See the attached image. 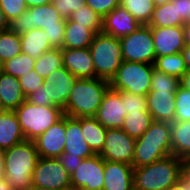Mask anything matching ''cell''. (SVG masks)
Here are the masks:
<instances>
[{
	"instance_id": "bcb514c9",
	"label": "cell",
	"mask_w": 190,
	"mask_h": 190,
	"mask_svg": "<svg viewBox=\"0 0 190 190\" xmlns=\"http://www.w3.org/2000/svg\"><path fill=\"white\" fill-rule=\"evenodd\" d=\"M180 179L190 184V158L181 159Z\"/></svg>"
},
{
	"instance_id": "ffe728a7",
	"label": "cell",
	"mask_w": 190,
	"mask_h": 190,
	"mask_svg": "<svg viewBox=\"0 0 190 190\" xmlns=\"http://www.w3.org/2000/svg\"><path fill=\"white\" fill-rule=\"evenodd\" d=\"M63 67L76 78H95V68L90 49H61Z\"/></svg>"
},
{
	"instance_id": "6da1fadb",
	"label": "cell",
	"mask_w": 190,
	"mask_h": 190,
	"mask_svg": "<svg viewBox=\"0 0 190 190\" xmlns=\"http://www.w3.org/2000/svg\"><path fill=\"white\" fill-rule=\"evenodd\" d=\"M110 82L101 78H76L67 99L64 115L95 117Z\"/></svg>"
},
{
	"instance_id": "680465c9",
	"label": "cell",
	"mask_w": 190,
	"mask_h": 190,
	"mask_svg": "<svg viewBox=\"0 0 190 190\" xmlns=\"http://www.w3.org/2000/svg\"><path fill=\"white\" fill-rule=\"evenodd\" d=\"M4 67H5L4 62L0 59V75L4 73Z\"/></svg>"
},
{
	"instance_id": "83f0119b",
	"label": "cell",
	"mask_w": 190,
	"mask_h": 190,
	"mask_svg": "<svg viewBox=\"0 0 190 190\" xmlns=\"http://www.w3.org/2000/svg\"><path fill=\"white\" fill-rule=\"evenodd\" d=\"M185 22L177 18L176 4L168 2L164 5L155 6L152 18L148 24L150 27H183Z\"/></svg>"
},
{
	"instance_id": "8d00e7d4",
	"label": "cell",
	"mask_w": 190,
	"mask_h": 190,
	"mask_svg": "<svg viewBox=\"0 0 190 190\" xmlns=\"http://www.w3.org/2000/svg\"><path fill=\"white\" fill-rule=\"evenodd\" d=\"M175 114L174 121L190 120V91L179 86L175 93Z\"/></svg>"
},
{
	"instance_id": "30bf717a",
	"label": "cell",
	"mask_w": 190,
	"mask_h": 190,
	"mask_svg": "<svg viewBox=\"0 0 190 190\" xmlns=\"http://www.w3.org/2000/svg\"><path fill=\"white\" fill-rule=\"evenodd\" d=\"M123 60L154 64L155 47L150 26L141 25L135 32L120 38Z\"/></svg>"
},
{
	"instance_id": "7c38bea8",
	"label": "cell",
	"mask_w": 190,
	"mask_h": 190,
	"mask_svg": "<svg viewBox=\"0 0 190 190\" xmlns=\"http://www.w3.org/2000/svg\"><path fill=\"white\" fill-rule=\"evenodd\" d=\"M135 138L130 137L122 129H107L105 143L99 155L106 161L133 163Z\"/></svg>"
},
{
	"instance_id": "484cf974",
	"label": "cell",
	"mask_w": 190,
	"mask_h": 190,
	"mask_svg": "<svg viewBox=\"0 0 190 190\" xmlns=\"http://www.w3.org/2000/svg\"><path fill=\"white\" fill-rule=\"evenodd\" d=\"M172 155L180 159L190 158V120L171 123Z\"/></svg>"
},
{
	"instance_id": "c3c4849f",
	"label": "cell",
	"mask_w": 190,
	"mask_h": 190,
	"mask_svg": "<svg viewBox=\"0 0 190 190\" xmlns=\"http://www.w3.org/2000/svg\"><path fill=\"white\" fill-rule=\"evenodd\" d=\"M180 86L188 91H190V70H188L181 78H180Z\"/></svg>"
},
{
	"instance_id": "d4e9b609",
	"label": "cell",
	"mask_w": 190,
	"mask_h": 190,
	"mask_svg": "<svg viewBox=\"0 0 190 190\" xmlns=\"http://www.w3.org/2000/svg\"><path fill=\"white\" fill-rule=\"evenodd\" d=\"M21 51L37 60L44 52L50 51L51 47L48 36L42 29L34 28L20 35Z\"/></svg>"
},
{
	"instance_id": "9f6ffc18",
	"label": "cell",
	"mask_w": 190,
	"mask_h": 190,
	"mask_svg": "<svg viewBox=\"0 0 190 190\" xmlns=\"http://www.w3.org/2000/svg\"><path fill=\"white\" fill-rule=\"evenodd\" d=\"M153 1H154L155 6H159V5H164L168 2H171L172 0H153Z\"/></svg>"
},
{
	"instance_id": "11a10c76",
	"label": "cell",
	"mask_w": 190,
	"mask_h": 190,
	"mask_svg": "<svg viewBox=\"0 0 190 190\" xmlns=\"http://www.w3.org/2000/svg\"><path fill=\"white\" fill-rule=\"evenodd\" d=\"M0 190H13L5 178L0 179Z\"/></svg>"
},
{
	"instance_id": "8992f818",
	"label": "cell",
	"mask_w": 190,
	"mask_h": 190,
	"mask_svg": "<svg viewBox=\"0 0 190 190\" xmlns=\"http://www.w3.org/2000/svg\"><path fill=\"white\" fill-rule=\"evenodd\" d=\"M95 68V78L111 81L123 62L120 39L103 32L96 33L89 46Z\"/></svg>"
},
{
	"instance_id": "816d5d0a",
	"label": "cell",
	"mask_w": 190,
	"mask_h": 190,
	"mask_svg": "<svg viewBox=\"0 0 190 190\" xmlns=\"http://www.w3.org/2000/svg\"><path fill=\"white\" fill-rule=\"evenodd\" d=\"M181 53L183 54L187 70H190V46L185 45Z\"/></svg>"
},
{
	"instance_id": "d6986e66",
	"label": "cell",
	"mask_w": 190,
	"mask_h": 190,
	"mask_svg": "<svg viewBox=\"0 0 190 190\" xmlns=\"http://www.w3.org/2000/svg\"><path fill=\"white\" fill-rule=\"evenodd\" d=\"M133 171V165L104 160L103 190H134Z\"/></svg>"
},
{
	"instance_id": "ac0fdd59",
	"label": "cell",
	"mask_w": 190,
	"mask_h": 190,
	"mask_svg": "<svg viewBox=\"0 0 190 190\" xmlns=\"http://www.w3.org/2000/svg\"><path fill=\"white\" fill-rule=\"evenodd\" d=\"M176 91H149L146 95L147 108L153 121L174 122Z\"/></svg>"
},
{
	"instance_id": "9c48e42d",
	"label": "cell",
	"mask_w": 190,
	"mask_h": 190,
	"mask_svg": "<svg viewBox=\"0 0 190 190\" xmlns=\"http://www.w3.org/2000/svg\"><path fill=\"white\" fill-rule=\"evenodd\" d=\"M67 20L63 19L52 3L42 6L28 7L18 18L9 23V28L21 35L34 28L47 29L65 27Z\"/></svg>"
},
{
	"instance_id": "d6a6232c",
	"label": "cell",
	"mask_w": 190,
	"mask_h": 190,
	"mask_svg": "<svg viewBox=\"0 0 190 190\" xmlns=\"http://www.w3.org/2000/svg\"><path fill=\"white\" fill-rule=\"evenodd\" d=\"M22 53L20 35L10 28L0 31V59L6 62Z\"/></svg>"
},
{
	"instance_id": "7a4b0ae2",
	"label": "cell",
	"mask_w": 190,
	"mask_h": 190,
	"mask_svg": "<svg viewBox=\"0 0 190 190\" xmlns=\"http://www.w3.org/2000/svg\"><path fill=\"white\" fill-rule=\"evenodd\" d=\"M5 179L13 190H27L39 159L34 141L24 140L4 150Z\"/></svg>"
},
{
	"instance_id": "3957f363",
	"label": "cell",
	"mask_w": 190,
	"mask_h": 190,
	"mask_svg": "<svg viewBox=\"0 0 190 190\" xmlns=\"http://www.w3.org/2000/svg\"><path fill=\"white\" fill-rule=\"evenodd\" d=\"M170 131V122L153 121L135 140L133 167H143L172 155Z\"/></svg>"
},
{
	"instance_id": "8fae6325",
	"label": "cell",
	"mask_w": 190,
	"mask_h": 190,
	"mask_svg": "<svg viewBox=\"0 0 190 190\" xmlns=\"http://www.w3.org/2000/svg\"><path fill=\"white\" fill-rule=\"evenodd\" d=\"M32 185L50 190H69L71 176L58 158L39 157L32 174Z\"/></svg>"
},
{
	"instance_id": "2e32d148",
	"label": "cell",
	"mask_w": 190,
	"mask_h": 190,
	"mask_svg": "<svg viewBox=\"0 0 190 190\" xmlns=\"http://www.w3.org/2000/svg\"><path fill=\"white\" fill-rule=\"evenodd\" d=\"M155 47L156 57L181 53L185 47L183 28L174 27H150Z\"/></svg>"
},
{
	"instance_id": "1f68e13d",
	"label": "cell",
	"mask_w": 190,
	"mask_h": 190,
	"mask_svg": "<svg viewBox=\"0 0 190 190\" xmlns=\"http://www.w3.org/2000/svg\"><path fill=\"white\" fill-rule=\"evenodd\" d=\"M63 67V56L61 49H52L44 52L40 56L34 66V70L43 78L53 73L56 69Z\"/></svg>"
},
{
	"instance_id": "5bb4252c",
	"label": "cell",
	"mask_w": 190,
	"mask_h": 190,
	"mask_svg": "<svg viewBox=\"0 0 190 190\" xmlns=\"http://www.w3.org/2000/svg\"><path fill=\"white\" fill-rule=\"evenodd\" d=\"M125 116L126 111L120 96V90L109 87L96 113V120L106 129H122Z\"/></svg>"
},
{
	"instance_id": "74e56055",
	"label": "cell",
	"mask_w": 190,
	"mask_h": 190,
	"mask_svg": "<svg viewBox=\"0 0 190 190\" xmlns=\"http://www.w3.org/2000/svg\"><path fill=\"white\" fill-rule=\"evenodd\" d=\"M120 96L124 103L126 114L130 112L148 111L146 96L137 95L121 90Z\"/></svg>"
},
{
	"instance_id": "ab89813d",
	"label": "cell",
	"mask_w": 190,
	"mask_h": 190,
	"mask_svg": "<svg viewBox=\"0 0 190 190\" xmlns=\"http://www.w3.org/2000/svg\"><path fill=\"white\" fill-rule=\"evenodd\" d=\"M51 3L60 16L67 20L72 13L86 5V0H51Z\"/></svg>"
},
{
	"instance_id": "4dcf8cb0",
	"label": "cell",
	"mask_w": 190,
	"mask_h": 190,
	"mask_svg": "<svg viewBox=\"0 0 190 190\" xmlns=\"http://www.w3.org/2000/svg\"><path fill=\"white\" fill-rule=\"evenodd\" d=\"M125 8L141 25H148L155 8L153 0H120Z\"/></svg>"
},
{
	"instance_id": "4fadbf2b",
	"label": "cell",
	"mask_w": 190,
	"mask_h": 190,
	"mask_svg": "<svg viewBox=\"0 0 190 190\" xmlns=\"http://www.w3.org/2000/svg\"><path fill=\"white\" fill-rule=\"evenodd\" d=\"M70 176L72 189L103 190L104 159L99 154L83 159Z\"/></svg>"
},
{
	"instance_id": "91938a15",
	"label": "cell",
	"mask_w": 190,
	"mask_h": 190,
	"mask_svg": "<svg viewBox=\"0 0 190 190\" xmlns=\"http://www.w3.org/2000/svg\"><path fill=\"white\" fill-rule=\"evenodd\" d=\"M5 111H6V109H5V107L3 106L2 101L0 100V113H3V112H5Z\"/></svg>"
},
{
	"instance_id": "cb8c5ba5",
	"label": "cell",
	"mask_w": 190,
	"mask_h": 190,
	"mask_svg": "<svg viewBox=\"0 0 190 190\" xmlns=\"http://www.w3.org/2000/svg\"><path fill=\"white\" fill-rule=\"evenodd\" d=\"M96 33L86 27V25L77 24L67 19L65 25V36L63 49H81L88 48Z\"/></svg>"
},
{
	"instance_id": "f907efd6",
	"label": "cell",
	"mask_w": 190,
	"mask_h": 190,
	"mask_svg": "<svg viewBox=\"0 0 190 190\" xmlns=\"http://www.w3.org/2000/svg\"><path fill=\"white\" fill-rule=\"evenodd\" d=\"M183 28L185 45L190 46V23H185Z\"/></svg>"
},
{
	"instance_id": "f6af8a7d",
	"label": "cell",
	"mask_w": 190,
	"mask_h": 190,
	"mask_svg": "<svg viewBox=\"0 0 190 190\" xmlns=\"http://www.w3.org/2000/svg\"><path fill=\"white\" fill-rule=\"evenodd\" d=\"M171 2L176 4L177 18L190 23V0H172Z\"/></svg>"
},
{
	"instance_id": "db71d44e",
	"label": "cell",
	"mask_w": 190,
	"mask_h": 190,
	"mask_svg": "<svg viewBox=\"0 0 190 190\" xmlns=\"http://www.w3.org/2000/svg\"><path fill=\"white\" fill-rule=\"evenodd\" d=\"M5 158H4V151L0 150V179L5 178Z\"/></svg>"
},
{
	"instance_id": "44dd1931",
	"label": "cell",
	"mask_w": 190,
	"mask_h": 190,
	"mask_svg": "<svg viewBox=\"0 0 190 190\" xmlns=\"http://www.w3.org/2000/svg\"><path fill=\"white\" fill-rule=\"evenodd\" d=\"M65 145L63 153L78 156L83 159L92 157L95 153L85 141L81 130V122L75 117L66 116Z\"/></svg>"
},
{
	"instance_id": "7bdbcfd3",
	"label": "cell",
	"mask_w": 190,
	"mask_h": 190,
	"mask_svg": "<svg viewBox=\"0 0 190 190\" xmlns=\"http://www.w3.org/2000/svg\"><path fill=\"white\" fill-rule=\"evenodd\" d=\"M42 30L48 36L49 43L53 49H63L65 27H52Z\"/></svg>"
},
{
	"instance_id": "6f0895ef",
	"label": "cell",
	"mask_w": 190,
	"mask_h": 190,
	"mask_svg": "<svg viewBox=\"0 0 190 190\" xmlns=\"http://www.w3.org/2000/svg\"><path fill=\"white\" fill-rule=\"evenodd\" d=\"M27 190H50V189L31 185Z\"/></svg>"
},
{
	"instance_id": "5b68a950",
	"label": "cell",
	"mask_w": 190,
	"mask_h": 190,
	"mask_svg": "<svg viewBox=\"0 0 190 190\" xmlns=\"http://www.w3.org/2000/svg\"><path fill=\"white\" fill-rule=\"evenodd\" d=\"M75 80L76 77L65 67L56 69L26 100L35 105L57 106L64 110Z\"/></svg>"
},
{
	"instance_id": "ee69618b",
	"label": "cell",
	"mask_w": 190,
	"mask_h": 190,
	"mask_svg": "<svg viewBox=\"0 0 190 190\" xmlns=\"http://www.w3.org/2000/svg\"><path fill=\"white\" fill-rule=\"evenodd\" d=\"M58 159L61 165L67 170L69 174L73 173L79 164H81L83 161V158L78 156H69V153H62Z\"/></svg>"
},
{
	"instance_id": "60d3db41",
	"label": "cell",
	"mask_w": 190,
	"mask_h": 190,
	"mask_svg": "<svg viewBox=\"0 0 190 190\" xmlns=\"http://www.w3.org/2000/svg\"><path fill=\"white\" fill-rule=\"evenodd\" d=\"M18 79L25 97L35 92L44 81V79L35 70L22 75Z\"/></svg>"
},
{
	"instance_id": "ba28073f",
	"label": "cell",
	"mask_w": 190,
	"mask_h": 190,
	"mask_svg": "<svg viewBox=\"0 0 190 190\" xmlns=\"http://www.w3.org/2000/svg\"><path fill=\"white\" fill-rule=\"evenodd\" d=\"M153 64L136 63L123 60L110 87L137 95L146 96L151 88Z\"/></svg>"
},
{
	"instance_id": "4316f807",
	"label": "cell",
	"mask_w": 190,
	"mask_h": 190,
	"mask_svg": "<svg viewBox=\"0 0 190 190\" xmlns=\"http://www.w3.org/2000/svg\"><path fill=\"white\" fill-rule=\"evenodd\" d=\"M77 119L81 122V130L85 141L95 154H99L105 143L107 129L95 117Z\"/></svg>"
},
{
	"instance_id": "d590c367",
	"label": "cell",
	"mask_w": 190,
	"mask_h": 190,
	"mask_svg": "<svg viewBox=\"0 0 190 190\" xmlns=\"http://www.w3.org/2000/svg\"><path fill=\"white\" fill-rule=\"evenodd\" d=\"M180 79L153 68L150 91H177Z\"/></svg>"
},
{
	"instance_id": "7dc6e473",
	"label": "cell",
	"mask_w": 190,
	"mask_h": 190,
	"mask_svg": "<svg viewBox=\"0 0 190 190\" xmlns=\"http://www.w3.org/2000/svg\"><path fill=\"white\" fill-rule=\"evenodd\" d=\"M166 190H190V184H187L179 179L177 183L169 186Z\"/></svg>"
},
{
	"instance_id": "f546056e",
	"label": "cell",
	"mask_w": 190,
	"mask_h": 190,
	"mask_svg": "<svg viewBox=\"0 0 190 190\" xmlns=\"http://www.w3.org/2000/svg\"><path fill=\"white\" fill-rule=\"evenodd\" d=\"M153 65L155 69L179 79L188 71L182 53L156 57Z\"/></svg>"
},
{
	"instance_id": "e0dca14e",
	"label": "cell",
	"mask_w": 190,
	"mask_h": 190,
	"mask_svg": "<svg viewBox=\"0 0 190 190\" xmlns=\"http://www.w3.org/2000/svg\"><path fill=\"white\" fill-rule=\"evenodd\" d=\"M140 27L141 24L125 8L118 6L104 17L102 32L120 39Z\"/></svg>"
},
{
	"instance_id": "277c9868",
	"label": "cell",
	"mask_w": 190,
	"mask_h": 190,
	"mask_svg": "<svg viewBox=\"0 0 190 190\" xmlns=\"http://www.w3.org/2000/svg\"><path fill=\"white\" fill-rule=\"evenodd\" d=\"M181 159L170 155L143 167H134V190H166L180 179Z\"/></svg>"
},
{
	"instance_id": "603a6c76",
	"label": "cell",
	"mask_w": 190,
	"mask_h": 190,
	"mask_svg": "<svg viewBox=\"0 0 190 190\" xmlns=\"http://www.w3.org/2000/svg\"><path fill=\"white\" fill-rule=\"evenodd\" d=\"M0 100L6 110H15L26 100L18 78L6 73L0 75Z\"/></svg>"
},
{
	"instance_id": "e575fe53",
	"label": "cell",
	"mask_w": 190,
	"mask_h": 190,
	"mask_svg": "<svg viewBox=\"0 0 190 190\" xmlns=\"http://www.w3.org/2000/svg\"><path fill=\"white\" fill-rule=\"evenodd\" d=\"M36 60L25 53L4 62V73L20 78L22 75L34 70Z\"/></svg>"
},
{
	"instance_id": "b9f144b4",
	"label": "cell",
	"mask_w": 190,
	"mask_h": 190,
	"mask_svg": "<svg viewBox=\"0 0 190 190\" xmlns=\"http://www.w3.org/2000/svg\"><path fill=\"white\" fill-rule=\"evenodd\" d=\"M86 5L104 18L113 9L120 6V0H86Z\"/></svg>"
},
{
	"instance_id": "9a60e30c",
	"label": "cell",
	"mask_w": 190,
	"mask_h": 190,
	"mask_svg": "<svg viewBox=\"0 0 190 190\" xmlns=\"http://www.w3.org/2000/svg\"><path fill=\"white\" fill-rule=\"evenodd\" d=\"M66 115L34 139L41 158H59L65 145Z\"/></svg>"
},
{
	"instance_id": "681fc988",
	"label": "cell",
	"mask_w": 190,
	"mask_h": 190,
	"mask_svg": "<svg viewBox=\"0 0 190 190\" xmlns=\"http://www.w3.org/2000/svg\"><path fill=\"white\" fill-rule=\"evenodd\" d=\"M27 7L42 6L51 3V0H25Z\"/></svg>"
},
{
	"instance_id": "f1b7e54d",
	"label": "cell",
	"mask_w": 190,
	"mask_h": 190,
	"mask_svg": "<svg viewBox=\"0 0 190 190\" xmlns=\"http://www.w3.org/2000/svg\"><path fill=\"white\" fill-rule=\"evenodd\" d=\"M153 122L149 111L130 112L124 118L122 130L135 139L141 137Z\"/></svg>"
},
{
	"instance_id": "836d02e7",
	"label": "cell",
	"mask_w": 190,
	"mask_h": 190,
	"mask_svg": "<svg viewBox=\"0 0 190 190\" xmlns=\"http://www.w3.org/2000/svg\"><path fill=\"white\" fill-rule=\"evenodd\" d=\"M103 19L99 13H96L87 5H84L78 11L72 13L69 18L72 22L86 25L87 28L92 29L95 33L102 32Z\"/></svg>"
},
{
	"instance_id": "52a82bcc",
	"label": "cell",
	"mask_w": 190,
	"mask_h": 190,
	"mask_svg": "<svg viewBox=\"0 0 190 190\" xmlns=\"http://www.w3.org/2000/svg\"><path fill=\"white\" fill-rule=\"evenodd\" d=\"M26 140L33 141L64 116L57 106L35 105L25 100L14 110Z\"/></svg>"
},
{
	"instance_id": "7402d4cb",
	"label": "cell",
	"mask_w": 190,
	"mask_h": 190,
	"mask_svg": "<svg viewBox=\"0 0 190 190\" xmlns=\"http://www.w3.org/2000/svg\"><path fill=\"white\" fill-rule=\"evenodd\" d=\"M26 140L14 110L0 113V150L4 151Z\"/></svg>"
},
{
	"instance_id": "f35d334b",
	"label": "cell",
	"mask_w": 190,
	"mask_h": 190,
	"mask_svg": "<svg viewBox=\"0 0 190 190\" xmlns=\"http://www.w3.org/2000/svg\"><path fill=\"white\" fill-rule=\"evenodd\" d=\"M0 8L9 23L28 9L25 0H0Z\"/></svg>"
},
{
	"instance_id": "f5cc1de1",
	"label": "cell",
	"mask_w": 190,
	"mask_h": 190,
	"mask_svg": "<svg viewBox=\"0 0 190 190\" xmlns=\"http://www.w3.org/2000/svg\"><path fill=\"white\" fill-rule=\"evenodd\" d=\"M9 29V22L5 18L3 11L0 8V31Z\"/></svg>"
}]
</instances>
